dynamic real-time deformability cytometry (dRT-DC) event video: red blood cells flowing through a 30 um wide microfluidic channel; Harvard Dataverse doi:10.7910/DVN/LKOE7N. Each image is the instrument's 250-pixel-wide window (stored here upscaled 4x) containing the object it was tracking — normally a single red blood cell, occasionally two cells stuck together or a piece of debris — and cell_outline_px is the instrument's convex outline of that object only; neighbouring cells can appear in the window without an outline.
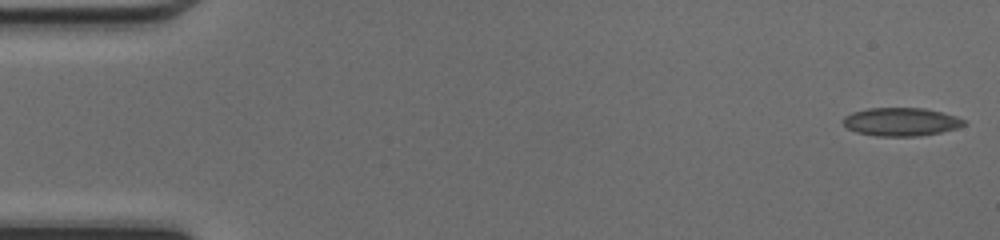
{"species": "common noctule bat (a hibernating species)", "species_latin": "Nyctalus noctula", "temperature_condition": "cold", "stored_images_in_passage": 48, "camera_frame_rate_fps": 3000, "um_per_image_px": 0.085, "animal": {"sex": "female", "body_mass_g": 17.0, "forearm_length_mm": 48.0}, "frame": {"image": 1, "passage_image": 1, "time_ms": 0.0, "image_size_px": [1000, 240], "cell_outline_px": [[964, 124], [956, 128], [940, 132], [920, 136], [876, 136], [856, 132], [848, 128], [844, 124], [844, 116], [852, 112], [868, 108], [924, 108], [956, 116], [964, 120]], "centroid_in_image_um": [76.56, 10.35], "position_along_channel_um": 8.4, "area_um2": 19.71}}
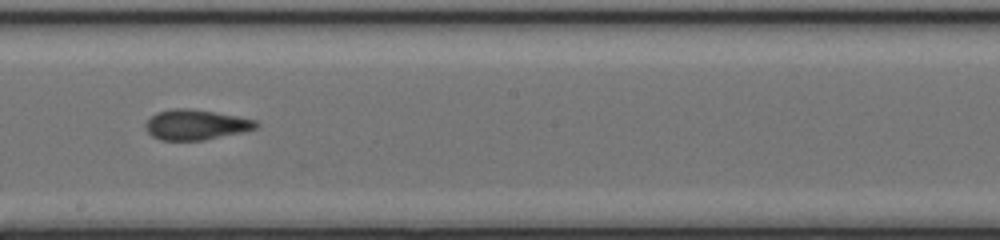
{"frame": {"image": 2, "passage_image": 27, "time_ms": 8.667, "image_size_px": [1000, 240], "cell_outline_px": [[260, 124], [256, 128], [240, 132], [204, 140], [160, 140], [152, 136], [144, 128], [144, 124], [156, 112], [172, 108], [188, 108], [216, 112], [256, 120]], "centroid_in_image_um": [16.61, 10.59], "position_along_channel_um": 231.6, "area_um2": 19.42}}
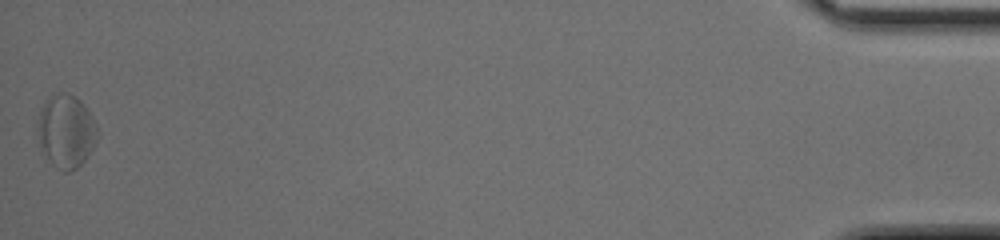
{"frame": {"image": 3, "passage_image": 48, "time_ms": 15.667, "image_size_px": [1000, 240], "cell_outline_px": [[96, 140], [92, 148], [84, 160], [76, 168], [68, 172], [64, 172], [52, 164], [40, 144], [36, 132], [40, 108], [56, 92], [68, 92], [76, 96], [84, 104], [92, 116], [96, 124]], "centroid_in_image_um": [5.61, 11.12], "position_along_channel_um": 429.6, "area_um2": 25.2}, "authors_computed_cell_mechanics": {"area_um2": 19.8254, "velocity_mm_per_s": 4.2566, "shape_relaxation_time_tau1_ms": 2.5415, "shape_relaxation_time_tau2_ms": 2.0412, "deformation_change_tau1": 0.1085, "deformation_change_tau2": 0.1039}}